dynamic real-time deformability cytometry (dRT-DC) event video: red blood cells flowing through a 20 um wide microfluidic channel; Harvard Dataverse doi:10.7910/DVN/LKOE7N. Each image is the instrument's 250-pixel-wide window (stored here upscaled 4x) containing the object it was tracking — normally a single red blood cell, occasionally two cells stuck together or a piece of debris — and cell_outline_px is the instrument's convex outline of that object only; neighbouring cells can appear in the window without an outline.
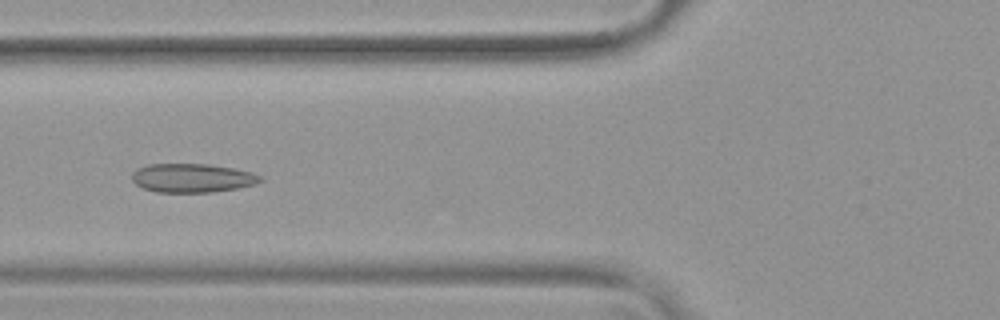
{"species": "common noctule bat (a hibernating species)", "species_latin": "Nyctalus noctula", "temperature_condition": "warm", "stored_images_in_passage": 53, "camera_frame_rate_fps": 3000, "um_per_image_px": 0.085, "animal": {"sex": "female", "body_mass_g": 19.9}, "frame": {"image": 1, "passage_image": 20, "time_ms": 6.333, "image_size_px": [1000, 320], "cell_outline_px": [[264, 180], [256, 184], [236, 188], [212, 192], [156, 192], [144, 188], [136, 184], [132, 180], [132, 172], [136, 168], [148, 164], [208, 164], [232, 168], [252, 172], [264, 176]], "centroid_in_image_um": [16.36, 15.12], "position_along_channel_um": 109.4, "area_um2": 21.68}}
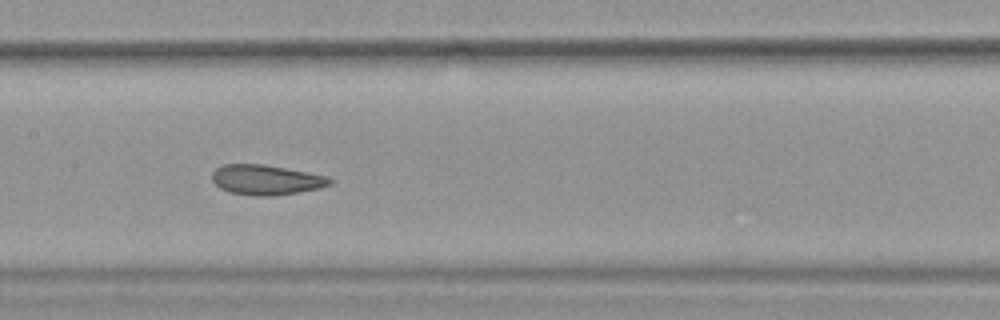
{"frame": {"image": 2, "passage_image": 26, "time_ms": 8.333, "image_size_px": [1000, 320], "cell_outline_px": [[332, 184], [320, 188], [272, 196], [256, 196], [228, 192], [220, 188], [212, 180], [212, 172], [216, 168], [224, 164], [264, 164], [328, 176], [332, 180]], "centroid_in_image_um": [22.6, 15.28], "position_along_channel_um": 184.8, "area_um2": 20.58}}
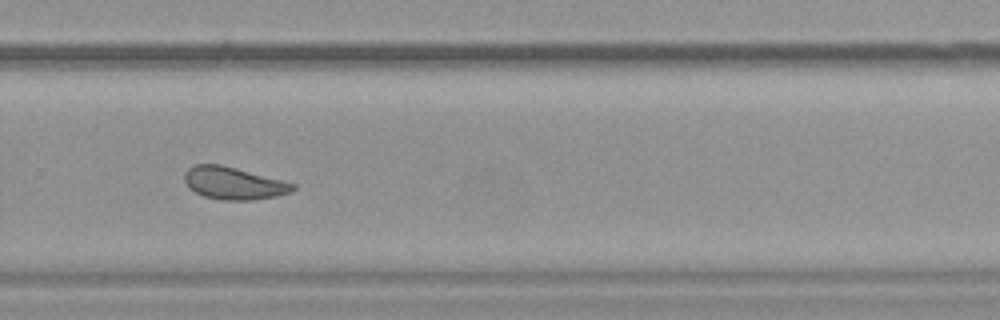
{"frame": {"image": 3, "passage_image": 36, "time_ms": 11.667, "image_size_px": [1000, 320], "cell_outline_px": [[296, 188], [292, 192], [276, 196], [252, 200], [220, 200], [204, 196], [188, 188], [184, 180], [184, 172], [188, 168], [196, 164], [220, 164], [236, 168], [296, 184]], "centroid_in_image_um": [19.84, 15.58], "position_along_channel_um": 310.0, "area_um2": 20.46}, "authors_computed_cell_mechanics": {"area_um2": 22.4842, "velocity_mm_per_s": 3.7653, "shape_relaxation_time_tau1_ms": null, "shape_relaxation_time_tau2_ms": 1.2505, "deformation_change_tau1": null, "deformation_change_tau2": 0.0588}}